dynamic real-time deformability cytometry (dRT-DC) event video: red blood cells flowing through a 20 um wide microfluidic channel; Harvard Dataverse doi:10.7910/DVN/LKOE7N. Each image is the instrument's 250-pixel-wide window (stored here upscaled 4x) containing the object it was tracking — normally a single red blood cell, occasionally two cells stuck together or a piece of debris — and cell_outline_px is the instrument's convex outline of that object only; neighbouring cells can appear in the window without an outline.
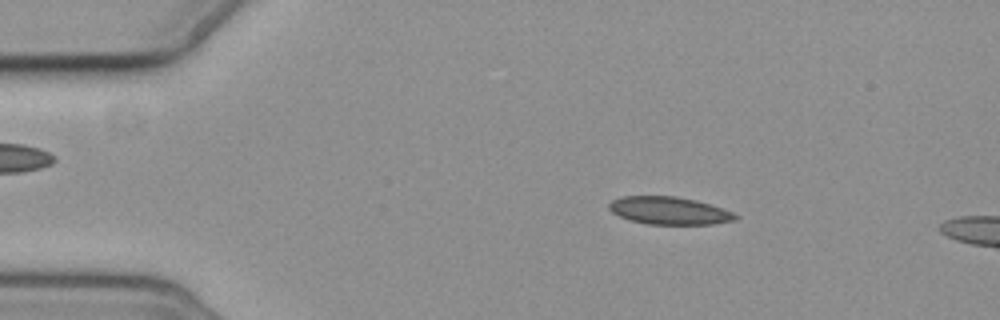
{"species": "common noctule bat (a hibernating species)", "species_latin": "Nyctalus noctula", "temperature_condition": "cold", "stored_images_in_passage": 4, "camera_frame_rate_fps": 3000, "um_per_image_px": 0.085, "animal": {"sex": "female", "body_mass_g": 19.3, "forearm_length_mm": 54.1}, "frame": {"image": 1, "passage_image": 2, "time_ms": 2.0, "image_size_px": [1000, 320], "cell_outline_px": [[740, 216], [736, 220], [712, 224], [648, 224], [632, 220], [620, 216], [612, 212], [608, 208], [608, 204], [612, 200], [620, 196], [676, 196], [696, 200], [732, 212]], "centroid_in_image_um": [56.87, 17.9], "position_along_channel_um": 28.1, "area_um2": 20.23}}